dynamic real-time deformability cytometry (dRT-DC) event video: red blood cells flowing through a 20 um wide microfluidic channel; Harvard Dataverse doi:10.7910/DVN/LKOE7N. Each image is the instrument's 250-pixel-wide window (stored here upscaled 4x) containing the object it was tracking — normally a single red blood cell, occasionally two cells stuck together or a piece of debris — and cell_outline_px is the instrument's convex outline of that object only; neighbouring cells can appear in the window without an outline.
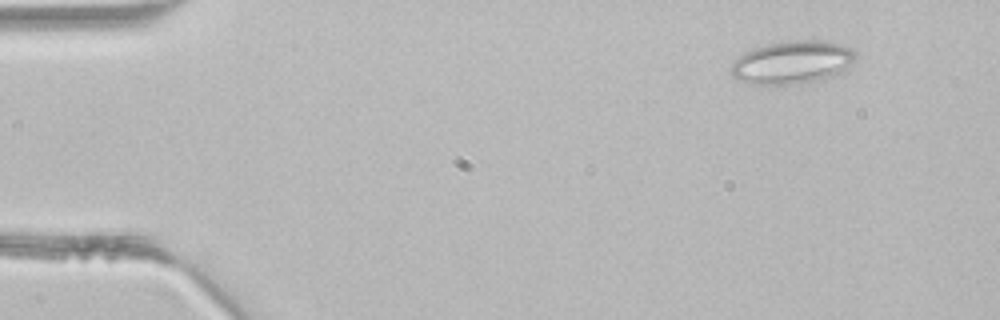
{"species": "common noctule bat (a hibernating species)", "species_latin": "Nyctalus noctula", "temperature_condition": "room temperature", "stored_images_in_passage": 3, "camera_frame_rate_fps": 3000, "um_per_image_px": 0.085, "animal": {"sex": "male", "body_mass_g": 21.5, "forearm_length_mm": 52.0}, "frame": {"image": 1, "passage_image": 1, "time_ms": 0.0, "image_size_px": [1000, 320], "cell_outline_px": [[856, 60], [844, 72], [824, 80], [792, 84], [748, 84], [736, 80], [732, 76], [732, 64], [744, 52], [752, 48], [768, 44], [788, 40], [832, 40], [852, 48], [856, 52]], "centroid_in_image_um": [67.42, 5.29], "position_along_channel_um": 17.6, "area_um2": 31.91}}
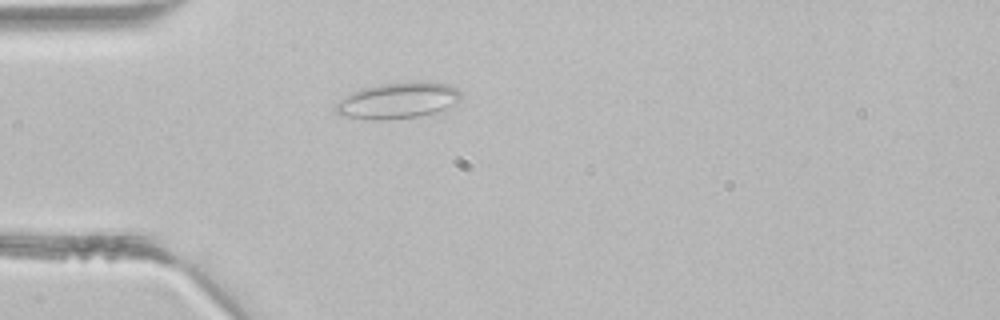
{"frame": {"image": 2, "passage_image": 3, "time_ms": 0.667, "image_size_px": [1000, 320], "cell_outline_px": [[460, 100], [456, 104], [420, 116], [380, 120], [340, 116], [336, 112], [336, 104], [344, 96], [352, 92], [364, 88], [380, 84], [420, 80], [432, 80], [448, 84], [456, 88], [460, 92]], "centroid_in_image_um": [33.84, 8.51], "position_along_channel_um": 51.2, "area_um2": 26.41}}